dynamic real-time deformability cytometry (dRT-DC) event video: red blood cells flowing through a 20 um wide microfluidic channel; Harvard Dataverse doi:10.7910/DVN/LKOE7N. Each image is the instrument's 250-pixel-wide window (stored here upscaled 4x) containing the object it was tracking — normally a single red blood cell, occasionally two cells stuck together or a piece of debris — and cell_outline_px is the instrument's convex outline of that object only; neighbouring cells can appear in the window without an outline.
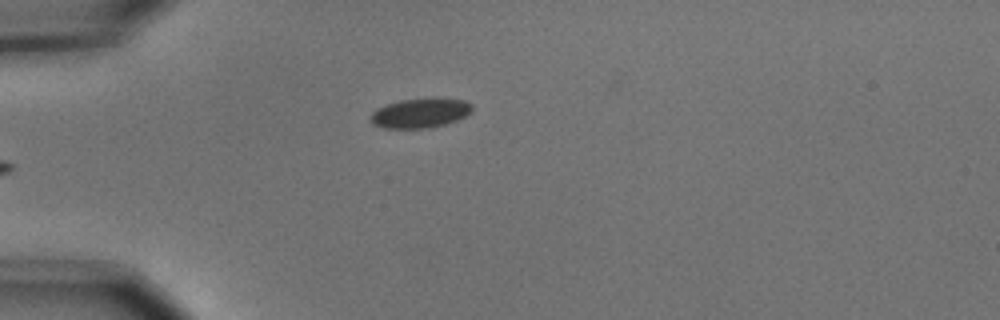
{"species": "common noctule bat (a hibernating species)", "species_latin": "Nyctalus noctula", "temperature_condition": "cold", "stored_images_in_passage": 5, "camera_frame_rate_fps": 3000, "um_per_image_px": 0.085, "animal": {"sex": "male", "body_mass_g": 15.6}, "frame": {"image": 1, "passage_image": 5, "time_ms": 1.333, "image_size_px": [1000, 320], "cell_outline_px": [[472, 112], [456, 120], [444, 124], [428, 128], [384, 128], [372, 124], [368, 116], [376, 108], [400, 100], [432, 96], [436, 96], [464, 100], [472, 104]], "centroid_in_image_um": [35.71, 9.58], "position_along_channel_um": 49.3, "area_um2": 17.98}}